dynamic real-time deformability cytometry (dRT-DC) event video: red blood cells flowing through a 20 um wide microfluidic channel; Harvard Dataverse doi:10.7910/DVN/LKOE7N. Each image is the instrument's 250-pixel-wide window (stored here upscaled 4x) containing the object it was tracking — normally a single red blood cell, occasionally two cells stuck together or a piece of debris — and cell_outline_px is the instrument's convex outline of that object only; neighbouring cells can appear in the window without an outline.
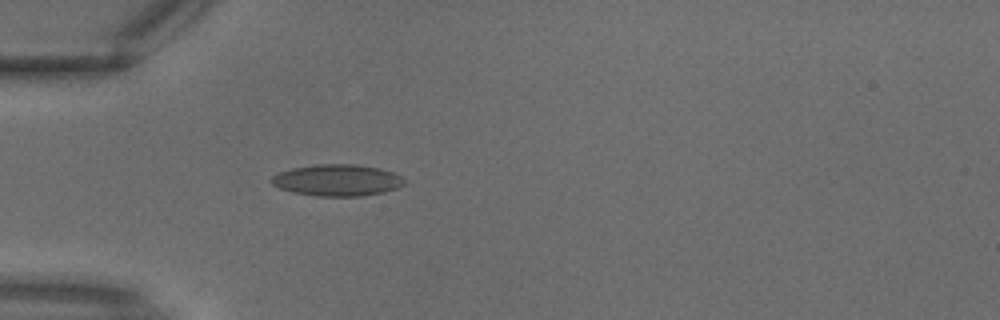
{"species": "common noctule bat (a hibernating species)", "species_latin": "Nyctalus noctula", "temperature_condition": "warm", "stored_images_in_passage": 2, "camera_frame_rate_fps": 3000, "um_per_image_px": 0.085, "animal": {"sex": "male", "body_mass_g": 18.8}, "frame": {"image": 1, "passage_image": 2, "time_ms": 0.333, "image_size_px": [1000, 320], "cell_outline_px": [[408, 184], [384, 192], [360, 196], [320, 196], [292, 192], [280, 188], [272, 184], [268, 180], [276, 172], [292, 168], [316, 164], [356, 164], [380, 168], [392, 172], [408, 180]], "centroid_in_image_um": [28.67, 15.31], "position_along_channel_um": 56.3, "area_um2": 24.74}}